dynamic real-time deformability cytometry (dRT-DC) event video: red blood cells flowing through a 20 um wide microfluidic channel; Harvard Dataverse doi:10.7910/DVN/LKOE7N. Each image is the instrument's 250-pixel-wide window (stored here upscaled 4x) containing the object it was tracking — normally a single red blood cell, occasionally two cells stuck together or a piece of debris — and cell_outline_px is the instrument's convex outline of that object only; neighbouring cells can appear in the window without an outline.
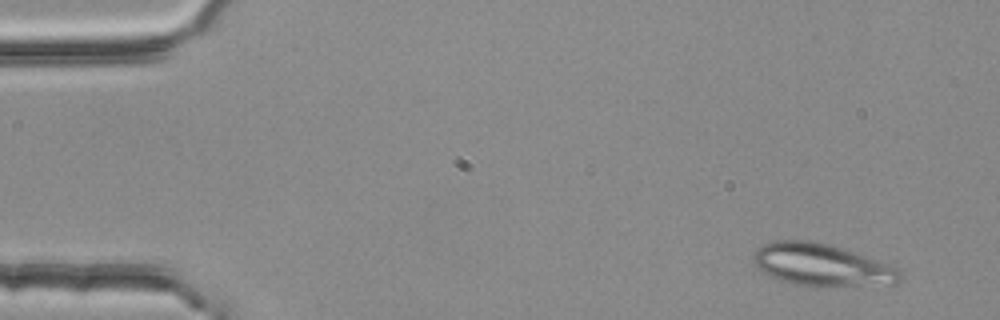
{"species": "common noctule bat (a hibernating species)", "species_latin": "Nyctalus noctula", "temperature_condition": "room temperature", "stored_images_in_passage": 3, "camera_frame_rate_fps": 3000, "um_per_image_px": 0.085, "animal": {"sex": "female", "body_mass_g": 25.1}, "frame": {"image": 1, "passage_image": 1, "time_ms": 0.0, "image_size_px": [1000, 320], "cell_outline_px": [[900, 280], [896, 284], [836, 288], [812, 288], [792, 284], [768, 276], [756, 268], [752, 260], [752, 256], [756, 248], [764, 244], [776, 240], [812, 240], [832, 244], [892, 264], [900, 268]], "centroid_in_image_um": [69.87, 22.55], "position_along_channel_um": 15.1, "area_um2": 37.8}}